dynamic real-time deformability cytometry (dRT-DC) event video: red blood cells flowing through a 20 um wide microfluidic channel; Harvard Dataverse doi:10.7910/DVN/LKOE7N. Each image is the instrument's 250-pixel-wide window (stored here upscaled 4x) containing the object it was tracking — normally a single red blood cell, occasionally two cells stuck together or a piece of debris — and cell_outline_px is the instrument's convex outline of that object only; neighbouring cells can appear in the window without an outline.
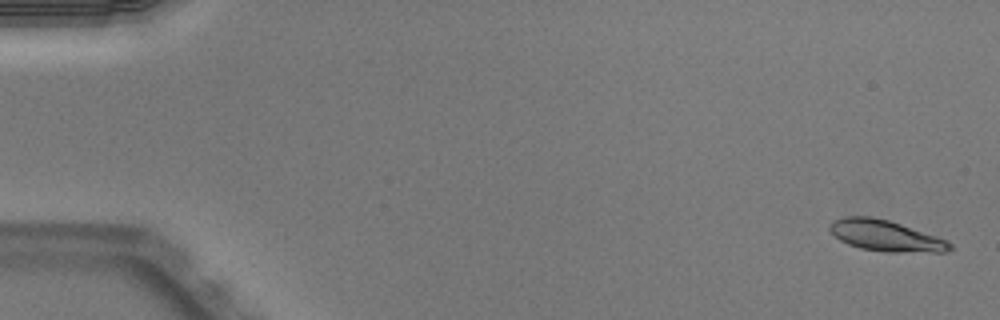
{"species": "Egyptian fruit bat (a non-hibernating species)", "species_latin": "Rousettus aegyptiacus", "temperature_condition": "warm", "stored_images_in_passage": 51, "camera_frame_rate_fps": 3000, "um_per_image_px": 0.085, "animal": {"sex": "male"}, "frame": {"image": 1, "passage_image": 2, "time_ms": 0.333, "image_size_px": [1000, 320], "cell_outline_px": [[952, 248], [948, 252], [884, 252], [860, 248], [848, 244], [840, 240], [828, 228], [828, 224], [832, 220], [844, 216], [872, 216], [888, 220], [948, 240], [952, 244]], "centroid_in_image_um": [75.27, 20.03], "position_along_channel_um": 9.7, "area_um2": 21.79}}
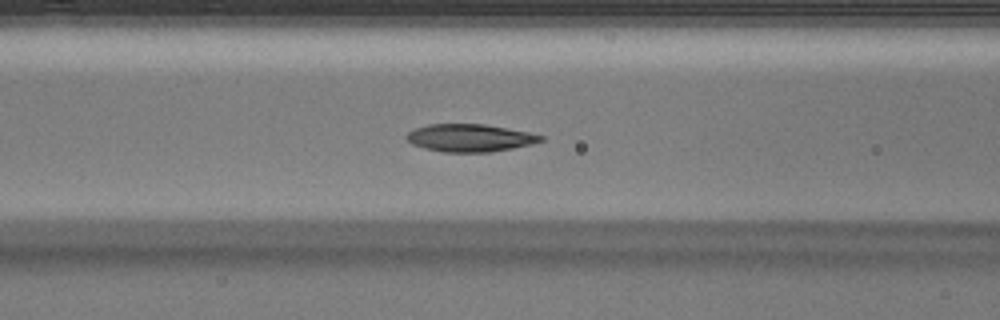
{"frame": {"image": 2, "passage_image": 22, "time_ms": 7.0, "image_size_px": [1000, 320], "cell_outline_px": [[544, 140], [532, 144], [492, 152], [444, 152], [424, 148], [412, 144], [404, 136], [408, 132], [416, 128], [428, 124], [484, 124], [528, 132], [544, 136]], "centroid_in_image_um": [39.93, 11.72], "position_along_channel_um": 126.7, "area_um2": 21.56}}
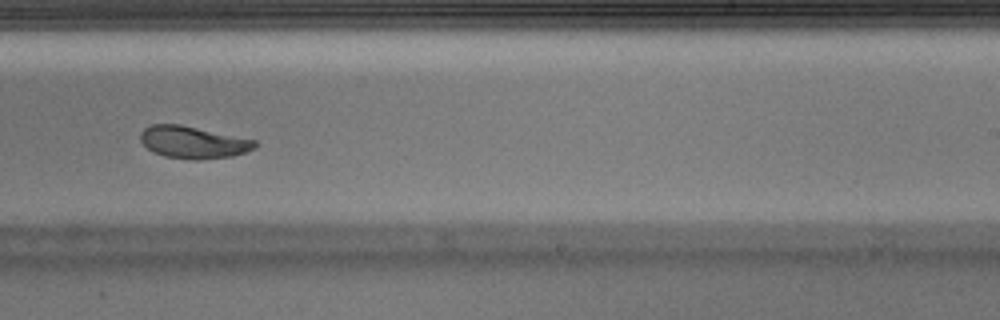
{"frame": {"image": 3, "passage_image": 33, "time_ms": 10.667, "image_size_px": [1000, 320], "cell_outline_px": [[260, 144], [256, 148], [232, 156], [200, 160], [192, 160], [164, 156], [148, 148], [140, 140], [140, 132], [144, 128], [152, 124], [180, 124], [256, 140]], "centroid_in_image_um": [16.44, 12.09], "position_along_channel_um": 272.6, "area_um2": 21.5}, "authors_computed_cell_mechanics": {"area_um2": 21.7906, "velocity_mm_per_s": 3.9828, "shape_relaxation_time_tau1_ms": 9.9223, "shape_relaxation_time_tau2_ms": 5.3062, "deformation_change_tau1": 0.2449, "deformation_change_tau2": 0.081}}